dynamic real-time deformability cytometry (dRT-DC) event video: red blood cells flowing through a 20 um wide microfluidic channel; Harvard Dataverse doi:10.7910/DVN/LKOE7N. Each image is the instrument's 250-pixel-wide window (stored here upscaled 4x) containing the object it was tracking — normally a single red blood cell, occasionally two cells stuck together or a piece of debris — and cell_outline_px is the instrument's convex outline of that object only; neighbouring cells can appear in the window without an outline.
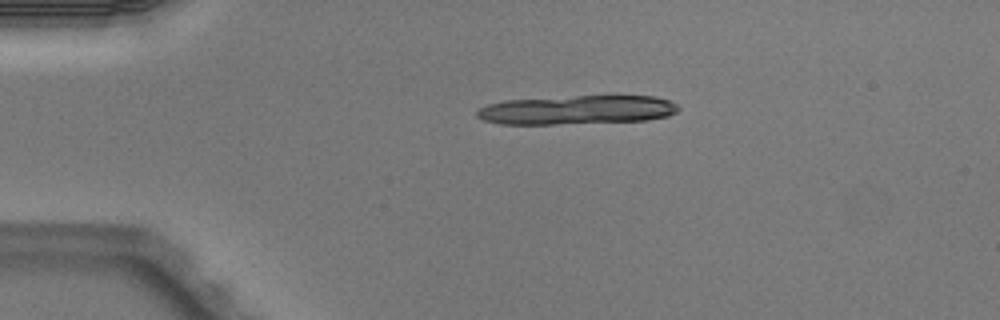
{"species": "Egyptian fruit bat (a non-hibernating species)", "species_latin": "Rousettus aegyptiacus", "temperature_condition": "warm", "stored_images_in_passage": 3, "camera_frame_rate_fps": 3000, "um_per_image_px": 0.085, "animal": {"sex": "male"}, "frame": {"image": 1, "passage_image": 1, "time_ms": 0.0, "image_size_px": [1000, 320], "cell_outline_px": [[680, 108], [676, 112], [668, 116], [648, 120], [556, 124], [500, 124], [484, 120], [476, 116], [476, 112], [480, 108], [488, 104], [508, 100], [576, 96], [656, 96], [672, 100]], "centroid_in_image_um": [49.09, 9.34], "position_along_channel_um": 35.9, "area_um2": 33.99}}
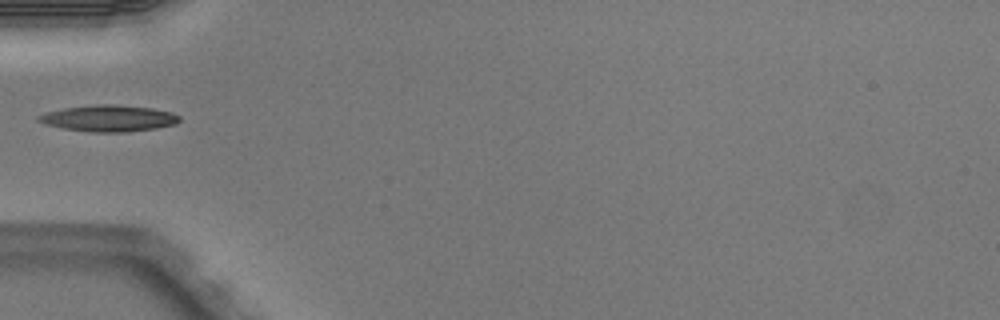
{"frame": {"image": 2, "passage_image": 3, "time_ms": 0.667, "image_size_px": [1000, 320], "cell_outline_px": [[180, 120], [176, 124], [156, 128], [128, 132], [92, 132], [64, 128], [48, 124], [36, 120], [36, 116], [48, 112], [64, 108], [96, 104], [112, 104], [152, 108], [172, 112], [180, 116]], "centroid_in_image_um": [9.28, 10.05], "position_along_channel_um": 75.7, "area_um2": 21.56}}